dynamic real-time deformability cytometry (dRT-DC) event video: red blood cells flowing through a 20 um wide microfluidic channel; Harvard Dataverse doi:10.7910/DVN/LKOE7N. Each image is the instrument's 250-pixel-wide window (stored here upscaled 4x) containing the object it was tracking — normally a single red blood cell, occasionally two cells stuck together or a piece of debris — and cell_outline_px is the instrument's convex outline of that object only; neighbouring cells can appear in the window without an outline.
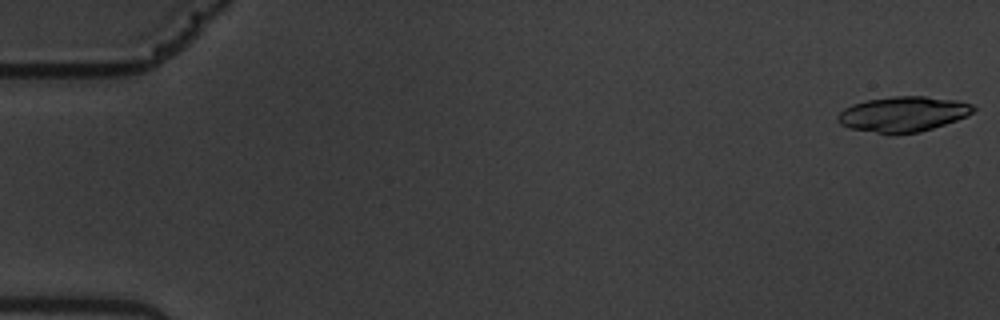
{"species": "common noctule bat (a hibernating species)", "species_latin": "Nyctalus noctula", "temperature_condition": "warm", "stored_images_in_passage": 12, "camera_frame_rate_fps": 3000, "um_per_image_px": 0.085, "animal": {"sex": "male", "body_mass_g": 19.5, "forearm_length_mm": 54.6}, "frame": {"image": 1, "passage_image": 1, "time_ms": 0.0, "image_size_px": [1000, 320], "cell_outline_px": [[976, 108], [968, 116], [920, 132], [892, 136], [888, 136], [848, 128], [840, 124], [836, 120], [836, 116], [844, 108], [852, 104], [868, 100], [892, 96], [924, 96], [956, 100], [972, 104]], "centroid_in_image_um": [76.71, 9.73], "position_along_channel_um": 8.3, "area_um2": 28.38}}